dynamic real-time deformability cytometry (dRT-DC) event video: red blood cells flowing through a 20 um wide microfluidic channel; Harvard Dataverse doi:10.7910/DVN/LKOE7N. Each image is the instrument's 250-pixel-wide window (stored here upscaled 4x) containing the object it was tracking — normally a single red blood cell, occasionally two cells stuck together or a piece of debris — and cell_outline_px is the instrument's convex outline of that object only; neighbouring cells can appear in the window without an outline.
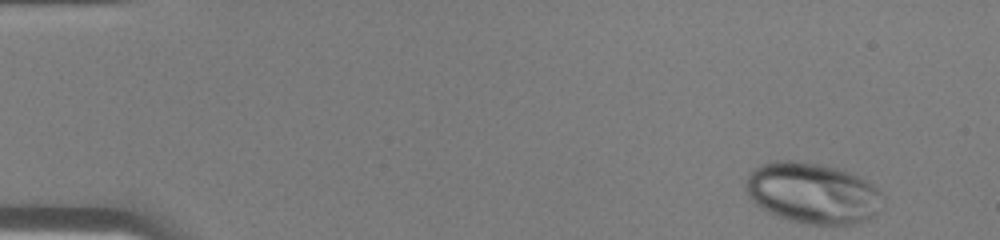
{"species": "human", "species_latin": "Homo sapiens", "temperature_condition": "warm", "stored_images_in_passage": 41, "camera_frame_rate_fps": 3000, "um_per_image_px": 0.085, "donor": {"sex": "male"}, "frame": {"image": 1, "passage_image": 1, "time_ms": 0.0, "image_size_px": [1000, 240], "cell_outline_px": [[884, 196], [876, 212], [868, 220], [852, 224], [808, 224], [788, 220], [768, 212], [760, 208], [748, 196], [748, 172], [764, 164], [776, 160], [796, 160], [844, 168], [860, 176], [872, 184]], "centroid_in_image_um": [69.1, 16.4], "position_along_channel_um": 15.9, "area_um2": 48.67}}
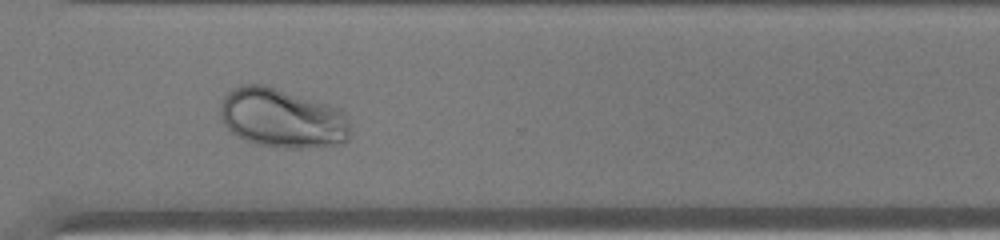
{"frame": {"image": 2, "passage_image": 30, "time_ms": 9.667, "image_size_px": [1000, 240], "cell_outline_px": [[348, 140], [344, 144], [308, 148], [284, 148], [256, 144], [244, 140], [236, 136], [220, 120], [220, 100], [232, 88], [240, 84], [264, 84], [328, 104], [344, 112], [348, 116]], "centroid_in_image_um": [23.95, 10.05], "position_along_channel_um": 346.6, "area_um2": 45.43}}
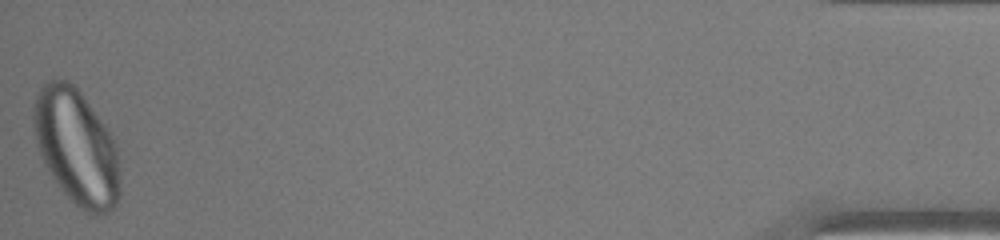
{"frame": {"image": 3, "passage_image": 41, "time_ms": 13.333, "image_size_px": [1000, 240], "cell_outline_px": [[120, 196], [116, 204], [108, 212], [96, 216], [92, 216], [80, 208], [60, 188], [52, 176], [40, 152], [36, 140], [32, 124], [32, 112], [36, 96], [40, 88], [48, 80], [68, 80], [80, 92], [108, 128], [116, 144], [120, 164]], "centroid_in_image_um": [6.53, 12.51], "position_along_channel_um": 428.7, "area_um2": 58.26}}